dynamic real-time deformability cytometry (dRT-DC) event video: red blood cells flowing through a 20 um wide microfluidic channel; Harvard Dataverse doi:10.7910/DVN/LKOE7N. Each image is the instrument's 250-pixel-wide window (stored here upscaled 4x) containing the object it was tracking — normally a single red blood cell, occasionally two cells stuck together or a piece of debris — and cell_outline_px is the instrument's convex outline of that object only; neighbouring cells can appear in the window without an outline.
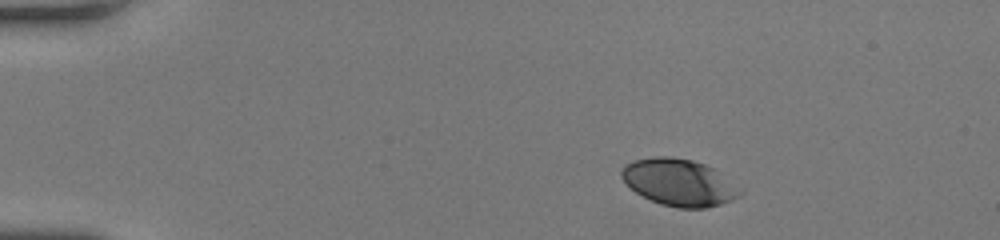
{"species": "human", "species_latin": "Homo sapiens", "temperature_condition": "room temperature", "stored_images_in_passage": 44, "camera_frame_rate_fps": 3000, "um_per_image_px": 0.085, "donor": {"sex": "female"}, "frame": {"image": 1, "passage_image": 1, "time_ms": 0.0, "image_size_px": [1000, 240], "cell_outline_px": [[744, 192], [740, 196], [732, 200], [720, 204], [704, 208], [680, 208], [660, 204], [636, 192], [620, 176], [620, 172], [624, 164], [632, 160], [656, 156], [672, 156], [692, 160], [716, 168]], "centroid_in_image_um": [57.73, 15.49], "position_along_channel_um": 27.3, "area_um2": 32.48}}
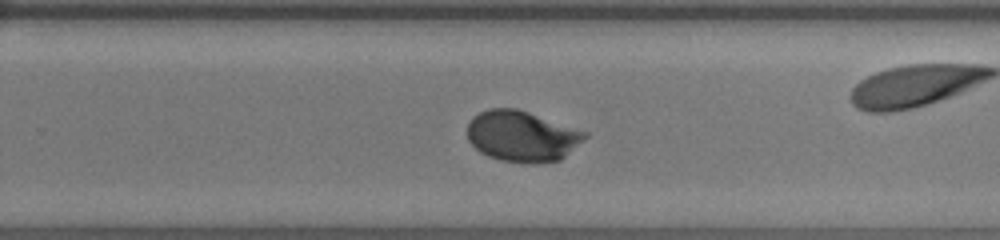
{"frame": {"image": 2, "passage_image": 27, "time_ms": 8.667, "image_size_px": [1000, 240], "cell_outline_px": [[588, 136], [560, 160], [532, 164], [500, 160], [488, 156], [480, 152], [468, 140], [468, 124], [472, 116], [488, 108], [516, 108], [588, 132]], "centroid_in_image_um": [44.36, 11.57], "position_along_channel_um": 285.4, "area_um2": 34.74}}
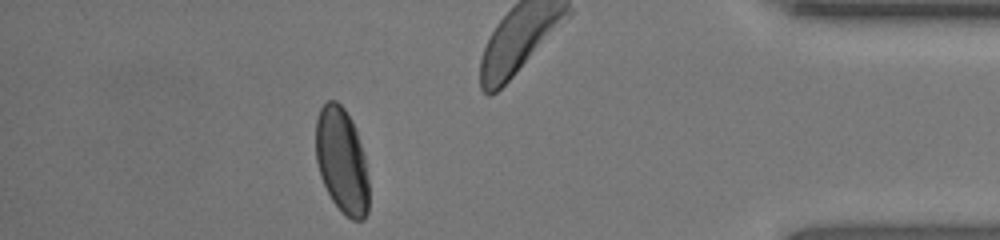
{"frame": {"image": 3, "passage_image": 39, "time_ms": 12.667, "image_size_px": [1000, 240], "cell_outline_px": [[368, 212], [364, 220], [352, 220], [344, 216], [340, 212], [332, 200], [320, 176], [316, 160], [316, 120], [320, 108], [328, 100], [336, 100], [344, 108], [352, 120], [356, 128], [364, 152], [368, 180]], "centroid_in_image_um": [29.06, 13.67], "position_along_channel_um": 406.1, "area_um2": 33.0}, "authors_computed_cell_mechanics": {"area_um2": 33.4373, "velocity_mm_per_s": 4.0229, "shape_relaxation_time_tau1_ms": 3.553, "shape_relaxation_time_tau2_ms": null, "deformation_change_tau1": 0.1459, "deformation_change_tau2": null}}